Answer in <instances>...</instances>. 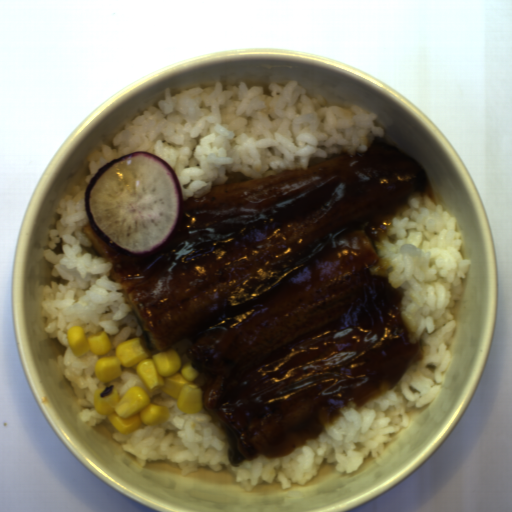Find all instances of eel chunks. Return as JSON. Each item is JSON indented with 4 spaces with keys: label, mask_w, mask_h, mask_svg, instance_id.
<instances>
[{
    "label": "eel chunks",
    "mask_w": 512,
    "mask_h": 512,
    "mask_svg": "<svg viewBox=\"0 0 512 512\" xmlns=\"http://www.w3.org/2000/svg\"><path fill=\"white\" fill-rule=\"evenodd\" d=\"M222 173L146 254L116 250L89 221L79 231L110 263L146 357L190 345V383L236 469L316 441L424 360L405 287L372 268L393 218L415 197L437 201L423 165L385 136L305 168Z\"/></svg>",
    "instance_id": "1"
}]
</instances>
